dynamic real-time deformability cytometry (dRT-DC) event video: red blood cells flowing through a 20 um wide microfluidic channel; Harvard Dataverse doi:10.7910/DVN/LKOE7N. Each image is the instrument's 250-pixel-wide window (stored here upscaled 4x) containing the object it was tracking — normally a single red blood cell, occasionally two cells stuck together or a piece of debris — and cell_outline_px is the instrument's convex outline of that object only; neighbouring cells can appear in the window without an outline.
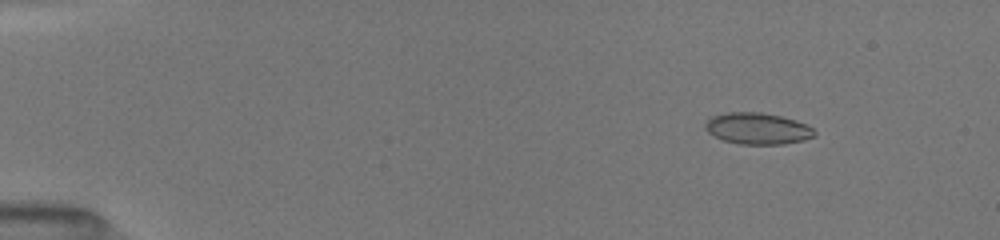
{"species": "common noctule bat (a hibernating species)", "species_latin": "Nyctalus noctula", "temperature_condition": "room temperature", "stored_images_in_passage": 30, "camera_frame_rate_fps": 3000, "um_per_image_px": 0.085, "animal": {"sex": "female", "body_mass_g": 19.5, "forearm_length_mm": 54.1}, "frame": {"image": 1, "passage_image": 5, "time_ms": 2.0, "image_size_px": [1000, 240], "cell_outline_px": [[816, 132], [812, 136], [804, 140], [784, 144], [740, 144], [724, 140], [708, 132], [704, 128], [704, 124], [712, 116], [728, 112], [760, 112], [780, 116], [796, 120], [812, 128]], "centroid_in_image_um": [64.38, 10.92], "position_along_channel_um": 20.6, "area_um2": 19.83}}
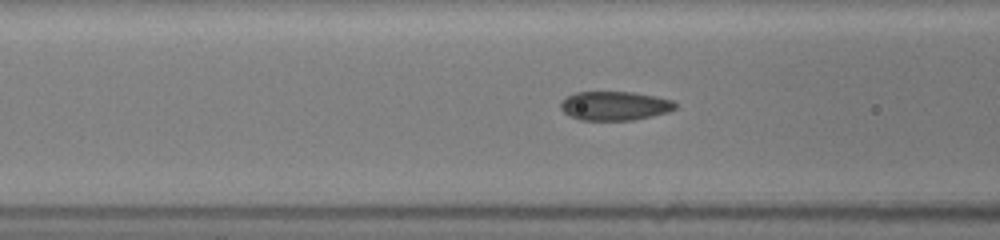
{"frame": {"image": 2, "passage_image": 17, "time_ms": 7.0, "image_size_px": [1000, 240], "cell_outline_px": [[676, 108], [668, 112], [652, 116], [632, 120], [580, 120], [564, 112], [560, 108], [560, 100], [576, 92], [632, 92], [672, 100], [676, 104]], "centroid_in_image_um": [52.22, 9.0], "position_along_channel_um": 114.4, "area_um2": 19.25}}
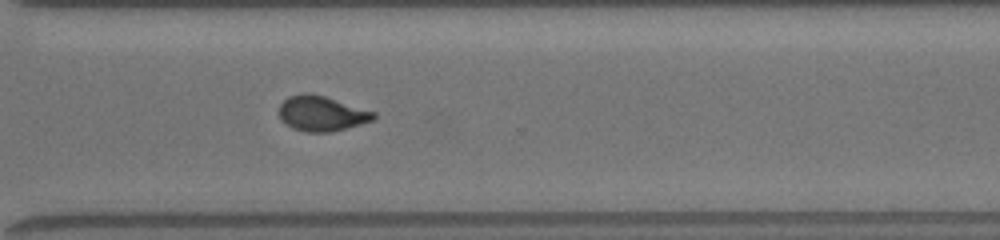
{"frame": {"image": 3, "passage_image": 30, "time_ms": 12.667, "image_size_px": [1000, 240], "cell_outline_px": [[376, 116], [372, 120], [344, 128], [328, 132], [308, 132], [292, 128], [280, 120], [280, 104], [288, 96], [304, 92], [308, 92], [324, 96], [376, 112]], "centroid_in_image_um": [27.3, 9.63], "position_along_channel_um": 343.3, "area_um2": 19.13}}